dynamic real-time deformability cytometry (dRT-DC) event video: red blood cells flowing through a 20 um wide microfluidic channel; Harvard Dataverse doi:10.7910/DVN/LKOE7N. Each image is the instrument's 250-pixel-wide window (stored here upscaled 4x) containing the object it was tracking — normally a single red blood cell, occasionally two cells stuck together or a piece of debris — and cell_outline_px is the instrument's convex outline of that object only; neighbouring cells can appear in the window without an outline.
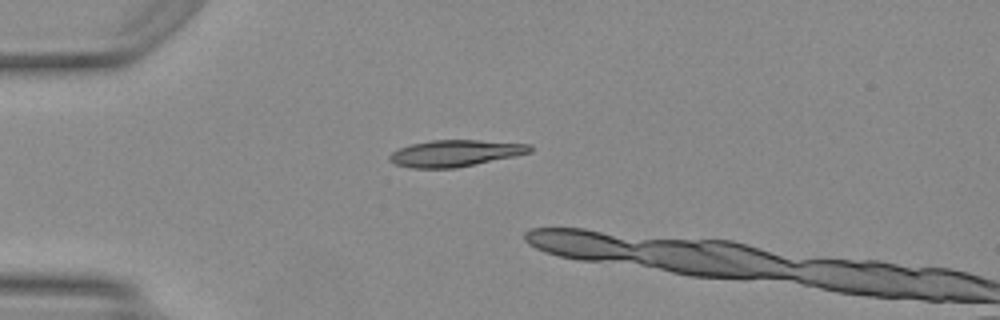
{"species": "Egyptian fruit bat (a non-hibernating species)", "species_latin": "Rousettus aegyptiacus", "temperature_condition": "warm", "stored_images_in_passage": 5, "camera_frame_rate_fps": 3000, "um_per_image_px": 0.085, "animal": {"sex": "female"}, "frame": {"image": 1, "passage_image": 1, "time_ms": 0.0, "image_size_px": [1000, 320], "cell_outline_px": [[532, 152], [456, 168], [412, 168], [396, 164], [388, 160], [388, 156], [392, 152], [400, 148], [412, 144], [432, 140], [476, 140], [532, 144]], "centroid_in_image_um": [38.69, 13.02], "position_along_channel_um": 46.3, "area_um2": 21.56}}